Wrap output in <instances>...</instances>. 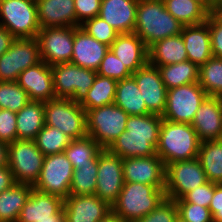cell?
<instances>
[{
    "label": "cell",
    "instance_id": "52a82bcc",
    "mask_svg": "<svg viewBox=\"0 0 222 222\" xmlns=\"http://www.w3.org/2000/svg\"><path fill=\"white\" fill-rule=\"evenodd\" d=\"M0 26L16 38H36L40 30L36 0H0Z\"/></svg>",
    "mask_w": 222,
    "mask_h": 222
},
{
    "label": "cell",
    "instance_id": "d6986e66",
    "mask_svg": "<svg viewBox=\"0 0 222 222\" xmlns=\"http://www.w3.org/2000/svg\"><path fill=\"white\" fill-rule=\"evenodd\" d=\"M17 83L27 92L30 101L47 102L56 98L51 66L42 60L20 73Z\"/></svg>",
    "mask_w": 222,
    "mask_h": 222
},
{
    "label": "cell",
    "instance_id": "cb8c5ba5",
    "mask_svg": "<svg viewBox=\"0 0 222 222\" xmlns=\"http://www.w3.org/2000/svg\"><path fill=\"white\" fill-rule=\"evenodd\" d=\"M109 49L131 73L148 63V48L134 32L118 34Z\"/></svg>",
    "mask_w": 222,
    "mask_h": 222
},
{
    "label": "cell",
    "instance_id": "44dd1931",
    "mask_svg": "<svg viewBox=\"0 0 222 222\" xmlns=\"http://www.w3.org/2000/svg\"><path fill=\"white\" fill-rule=\"evenodd\" d=\"M109 46L100 43L83 28L74 27V42L71 63L97 71Z\"/></svg>",
    "mask_w": 222,
    "mask_h": 222
},
{
    "label": "cell",
    "instance_id": "7bdbcfd3",
    "mask_svg": "<svg viewBox=\"0 0 222 222\" xmlns=\"http://www.w3.org/2000/svg\"><path fill=\"white\" fill-rule=\"evenodd\" d=\"M214 182H206L186 193L182 198L175 200L176 203H192L209 208L214 196Z\"/></svg>",
    "mask_w": 222,
    "mask_h": 222
},
{
    "label": "cell",
    "instance_id": "680465c9",
    "mask_svg": "<svg viewBox=\"0 0 222 222\" xmlns=\"http://www.w3.org/2000/svg\"><path fill=\"white\" fill-rule=\"evenodd\" d=\"M175 222H188L187 220L181 218L179 215L176 216Z\"/></svg>",
    "mask_w": 222,
    "mask_h": 222
},
{
    "label": "cell",
    "instance_id": "6f0895ef",
    "mask_svg": "<svg viewBox=\"0 0 222 222\" xmlns=\"http://www.w3.org/2000/svg\"><path fill=\"white\" fill-rule=\"evenodd\" d=\"M201 1H203L211 9L213 5V0H201Z\"/></svg>",
    "mask_w": 222,
    "mask_h": 222
},
{
    "label": "cell",
    "instance_id": "603a6c76",
    "mask_svg": "<svg viewBox=\"0 0 222 222\" xmlns=\"http://www.w3.org/2000/svg\"><path fill=\"white\" fill-rule=\"evenodd\" d=\"M138 0H102L99 17L119 34L133 33Z\"/></svg>",
    "mask_w": 222,
    "mask_h": 222
},
{
    "label": "cell",
    "instance_id": "9c48e42d",
    "mask_svg": "<svg viewBox=\"0 0 222 222\" xmlns=\"http://www.w3.org/2000/svg\"><path fill=\"white\" fill-rule=\"evenodd\" d=\"M45 155L35 140H15L9 143L8 166L16 183L34 186L40 176Z\"/></svg>",
    "mask_w": 222,
    "mask_h": 222
},
{
    "label": "cell",
    "instance_id": "4fadbf2b",
    "mask_svg": "<svg viewBox=\"0 0 222 222\" xmlns=\"http://www.w3.org/2000/svg\"><path fill=\"white\" fill-rule=\"evenodd\" d=\"M41 61L37 38L15 39L0 56V82L17 81L20 73Z\"/></svg>",
    "mask_w": 222,
    "mask_h": 222
},
{
    "label": "cell",
    "instance_id": "f5cc1de1",
    "mask_svg": "<svg viewBox=\"0 0 222 222\" xmlns=\"http://www.w3.org/2000/svg\"><path fill=\"white\" fill-rule=\"evenodd\" d=\"M39 222H65V215L63 208L55 215H52V219L40 220Z\"/></svg>",
    "mask_w": 222,
    "mask_h": 222
},
{
    "label": "cell",
    "instance_id": "11a10c76",
    "mask_svg": "<svg viewBox=\"0 0 222 222\" xmlns=\"http://www.w3.org/2000/svg\"><path fill=\"white\" fill-rule=\"evenodd\" d=\"M211 9H222V0H213Z\"/></svg>",
    "mask_w": 222,
    "mask_h": 222
},
{
    "label": "cell",
    "instance_id": "f35d334b",
    "mask_svg": "<svg viewBox=\"0 0 222 222\" xmlns=\"http://www.w3.org/2000/svg\"><path fill=\"white\" fill-rule=\"evenodd\" d=\"M30 101L27 92L17 83L0 82V108L17 113Z\"/></svg>",
    "mask_w": 222,
    "mask_h": 222
},
{
    "label": "cell",
    "instance_id": "30bf717a",
    "mask_svg": "<svg viewBox=\"0 0 222 222\" xmlns=\"http://www.w3.org/2000/svg\"><path fill=\"white\" fill-rule=\"evenodd\" d=\"M207 96L198 82L168 89L166 107L161 117L170 122L191 124Z\"/></svg>",
    "mask_w": 222,
    "mask_h": 222
},
{
    "label": "cell",
    "instance_id": "83f0119b",
    "mask_svg": "<svg viewBox=\"0 0 222 222\" xmlns=\"http://www.w3.org/2000/svg\"><path fill=\"white\" fill-rule=\"evenodd\" d=\"M17 115V139L35 140L45 125V102L29 101Z\"/></svg>",
    "mask_w": 222,
    "mask_h": 222
},
{
    "label": "cell",
    "instance_id": "ac0fdd59",
    "mask_svg": "<svg viewBox=\"0 0 222 222\" xmlns=\"http://www.w3.org/2000/svg\"><path fill=\"white\" fill-rule=\"evenodd\" d=\"M65 222H99L112 207L95 194L69 195L63 204Z\"/></svg>",
    "mask_w": 222,
    "mask_h": 222
},
{
    "label": "cell",
    "instance_id": "8fae6325",
    "mask_svg": "<svg viewBox=\"0 0 222 222\" xmlns=\"http://www.w3.org/2000/svg\"><path fill=\"white\" fill-rule=\"evenodd\" d=\"M206 182L208 180L198 158L166 165L164 190L168 199H180Z\"/></svg>",
    "mask_w": 222,
    "mask_h": 222
},
{
    "label": "cell",
    "instance_id": "6da1fadb",
    "mask_svg": "<svg viewBox=\"0 0 222 222\" xmlns=\"http://www.w3.org/2000/svg\"><path fill=\"white\" fill-rule=\"evenodd\" d=\"M161 123L162 117L156 114L129 116L125 131L108 150L123 159L156 155Z\"/></svg>",
    "mask_w": 222,
    "mask_h": 222
},
{
    "label": "cell",
    "instance_id": "b9f144b4",
    "mask_svg": "<svg viewBox=\"0 0 222 222\" xmlns=\"http://www.w3.org/2000/svg\"><path fill=\"white\" fill-rule=\"evenodd\" d=\"M177 215L175 200L165 198L156 209L135 222H175Z\"/></svg>",
    "mask_w": 222,
    "mask_h": 222
},
{
    "label": "cell",
    "instance_id": "f1b7e54d",
    "mask_svg": "<svg viewBox=\"0 0 222 222\" xmlns=\"http://www.w3.org/2000/svg\"><path fill=\"white\" fill-rule=\"evenodd\" d=\"M114 104L129 116L151 114L133 76L117 82Z\"/></svg>",
    "mask_w": 222,
    "mask_h": 222
},
{
    "label": "cell",
    "instance_id": "f546056e",
    "mask_svg": "<svg viewBox=\"0 0 222 222\" xmlns=\"http://www.w3.org/2000/svg\"><path fill=\"white\" fill-rule=\"evenodd\" d=\"M167 11L183 25L205 22L211 9L201 0H163Z\"/></svg>",
    "mask_w": 222,
    "mask_h": 222
},
{
    "label": "cell",
    "instance_id": "f907efd6",
    "mask_svg": "<svg viewBox=\"0 0 222 222\" xmlns=\"http://www.w3.org/2000/svg\"><path fill=\"white\" fill-rule=\"evenodd\" d=\"M16 38L5 27L0 26V56L11 46Z\"/></svg>",
    "mask_w": 222,
    "mask_h": 222
},
{
    "label": "cell",
    "instance_id": "ba28073f",
    "mask_svg": "<svg viewBox=\"0 0 222 222\" xmlns=\"http://www.w3.org/2000/svg\"><path fill=\"white\" fill-rule=\"evenodd\" d=\"M45 125L56 127L72 140L85 137L86 111L71 99H51L45 102Z\"/></svg>",
    "mask_w": 222,
    "mask_h": 222
},
{
    "label": "cell",
    "instance_id": "74e56055",
    "mask_svg": "<svg viewBox=\"0 0 222 222\" xmlns=\"http://www.w3.org/2000/svg\"><path fill=\"white\" fill-rule=\"evenodd\" d=\"M98 157L90 164L81 165L73 170L70 195L95 194L97 185Z\"/></svg>",
    "mask_w": 222,
    "mask_h": 222
},
{
    "label": "cell",
    "instance_id": "d590c367",
    "mask_svg": "<svg viewBox=\"0 0 222 222\" xmlns=\"http://www.w3.org/2000/svg\"><path fill=\"white\" fill-rule=\"evenodd\" d=\"M198 83L208 96L219 97L222 94V58L212 56L199 67Z\"/></svg>",
    "mask_w": 222,
    "mask_h": 222
},
{
    "label": "cell",
    "instance_id": "9a60e30c",
    "mask_svg": "<svg viewBox=\"0 0 222 222\" xmlns=\"http://www.w3.org/2000/svg\"><path fill=\"white\" fill-rule=\"evenodd\" d=\"M40 58L49 66L71 61L74 27H49L37 34Z\"/></svg>",
    "mask_w": 222,
    "mask_h": 222
},
{
    "label": "cell",
    "instance_id": "d4e9b609",
    "mask_svg": "<svg viewBox=\"0 0 222 222\" xmlns=\"http://www.w3.org/2000/svg\"><path fill=\"white\" fill-rule=\"evenodd\" d=\"M180 34L189 61L200 67L212 57L207 21L197 25H184Z\"/></svg>",
    "mask_w": 222,
    "mask_h": 222
},
{
    "label": "cell",
    "instance_id": "8d00e7d4",
    "mask_svg": "<svg viewBox=\"0 0 222 222\" xmlns=\"http://www.w3.org/2000/svg\"><path fill=\"white\" fill-rule=\"evenodd\" d=\"M71 138L53 126L44 125L35 138L37 148L45 155L63 153Z\"/></svg>",
    "mask_w": 222,
    "mask_h": 222
},
{
    "label": "cell",
    "instance_id": "1f68e13d",
    "mask_svg": "<svg viewBox=\"0 0 222 222\" xmlns=\"http://www.w3.org/2000/svg\"><path fill=\"white\" fill-rule=\"evenodd\" d=\"M197 158L207 180L217 184L222 183V139L202 142Z\"/></svg>",
    "mask_w": 222,
    "mask_h": 222
},
{
    "label": "cell",
    "instance_id": "484cf974",
    "mask_svg": "<svg viewBox=\"0 0 222 222\" xmlns=\"http://www.w3.org/2000/svg\"><path fill=\"white\" fill-rule=\"evenodd\" d=\"M64 200L56 195L32 188L31 195L21 209L17 222H39L52 219L63 208Z\"/></svg>",
    "mask_w": 222,
    "mask_h": 222
},
{
    "label": "cell",
    "instance_id": "4316f807",
    "mask_svg": "<svg viewBox=\"0 0 222 222\" xmlns=\"http://www.w3.org/2000/svg\"><path fill=\"white\" fill-rule=\"evenodd\" d=\"M188 60L181 34L157 41L148 48V63L158 67Z\"/></svg>",
    "mask_w": 222,
    "mask_h": 222
},
{
    "label": "cell",
    "instance_id": "c3c4849f",
    "mask_svg": "<svg viewBox=\"0 0 222 222\" xmlns=\"http://www.w3.org/2000/svg\"><path fill=\"white\" fill-rule=\"evenodd\" d=\"M213 220L222 222V183H215L214 196L209 206Z\"/></svg>",
    "mask_w": 222,
    "mask_h": 222
},
{
    "label": "cell",
    "instance_id": "e0dca14e",
    "mask_svg": "<svg viewBox=\"0 0 222 222\" xmlns=\"http://www.w3.org/2000/svg\"><path fill=\"white\" fill-rule=\"evenodd\" d=\"M151 114L162 116L166 107L167 88L157 67L147 63L132 73Z\"/></svg>",
    "mask_w": 222,
    "mask_h": 222
},
{
    "label": "cell",
    "instance_id": "ffe728a7",
    "mask_svg": "<svg viewBox=\"0 0 222 222\" xmlns=\"http://www.w3.org/2000/svg\"><path fill=\"white\" fill-rule=\"evenodd\" d=\"M191 125L202 142L222 139V102L207 96L196 111Z\"/></svg>",
    "mask_w": 222,
    "mask_h": 222
},
{
    "label": "cell",
    "instance_id": "9f6ffc18",
    "mask_svg": "<svg viewBox=\"0 0 222 222\" xmlns=\"http://www.w3.org/2000/svg\"><path fill=\"white\" fill-rule=\"evenodd\" d=\"M211 12L216 14L222 20V9H211Z\"/></svg>",
    "mask_w": 222,
    "mask_h": 222
},
{
    "label": "cell",
    "instance_id": "4dcf8cb0",
    "mask_svg": "<svg viewBox=\"0 0 222 222\" xmlns=\"http://www.w3.org/2000/svg\"><path fill=\"white\" fill-rule=\"evenodd\" d=\"M32 188L33 186L28 184L15 183L0 193V222H17Z\"/></svg>",
    "mask_w": 222,
    "mask_h": 222
},
{
    "label": "cell",
    "instance_id": "2e32d148",
    "mask_svg": "<svg viewBox=\"0 0 222 222\" xmlns=\"http://www.w3.org/2000/svg\"><path fill=\"white\" fill-rule=\"evenodd\" d=\"M124 182L143 183L165 189L166 166L156 154L150 157L124 158Z\"/></svg>",
    "mask_w": 222,
    "mask_h": 222
},
{
    "label": "cell",
    "instance_id": "7a4b0ae2",
    "mask_svg": "<svg viewBox=\"0 0 222 222\" xmlns=\"http://www.w3.org/2000/svg\"><path fill=\"white\" fill-rule=\"evenodd\" d=\"M183 26L167 11L163 0H138L134 33L147 48L157 41L179 35Z\"/></svg>",
    "mask_w": 222,
    "mask_h": 222
},
{
    "label": "cell",
    "instance_id": "db71d44e",
    "mask_svg": "<svg viewBox=\"0 0 222 222\" xmlns=\"http://www.w3.org/2000/svg\"><path fill=\"white\" fill-rule=\"evenodd\" d=\"M99 222H125V221H123L116 213L111 211Z\"/></svg>",
    "mask_w": 222,
    "mask_h": 222
},
{
    "label": "cell",
    "instance_id": "3957f363",
    "mask_svg": "<svg viewBox=\"0 0 222 222\" xmlns=\"http://www.w3.org/2000/svg\"><path fill=\"white\" fill-rule=\"evenodd\" d=\"M201 141L191 124L162 119L156 154L165 166L197 158Z\"/></svg>",
    "mask_w": 222,
    "mask_h": 222
},
{
    "label": "cell",
    "instance_id": "ee69618b",
    "mask_svg": "<svg viewBox=\"0 0 222 222\" xmlns=\"http://www.w3.org/2000/svg\"><path fill=\"white\" fill-rule=\"evenodd\" d=\"M178 215L188 222H212L213 216L207 207L192 203H176Z\"/></svg>",
    "mask_w": 222,
    "mask_h": 222
},
{
    "label": "cell",
    "instance_id": "bcb514c9",
    "mask_svg": "<svg viewBox=\"0 0 222 222\" xmlns=\"http://www.w3.org/2000/svg\"><path fill=\"white\" fill-rule=\"evenodd\" d=\"M206 21L210 32L212 56L222 58V20L210 12Z\"/></svg>",
    "mask_w": 222,
    "mask_h": 222
},
{
    "label": "cell",
    "instance_id": "816d5d0a",
    "mask_svg": "<svg viewBox=\"0 0 222 222\" xmlns=\"http://www.w3.org/2000/svg\"><path fill=\"white\" fill-rule=\"evenodd\" d=\"M9 144L0 141V168L8 166Z\"/></svg>",
    "mask_w": 222,
    "mask_h": 222
},
{
    "label": "cell",
    "instance_id": "681fc988",
    "mask_svg": "<svg viewBox=\"0 0 222 222\" xmlns=\"http://www.w3.org/2000/svg\"><path fill=\"white\" fill-rule=\"evenodd\" d=\"M16 183L9 166L0 168V193L6 191Z\"/></svg>",
    "mask_w": 222,
    "mask_h": 222
},
{
    "label": "cell",
    "instance_id": "5b68a950",
    "mask_svg": "<svg viewBox=\"0 0 222 222\" xmlns=\"http://www.w3.org/2000/svg\"><path fill=\"white\" fill-rule=\"evenodd\" d=\"M129 115L116 104L86 111V130L103 149H108L125 131Z\"/></svg>",
    "mask_w": 222,
    "mask_h": 222
},
{
    "label": "cell",
    "instance_id": "277c9868",
    "mask_svg": "<svg viewBox=\"0 0 222 222\" xmlns=\"http://www.w3.org/2000/svg\"><path fill=\"white\" fill-rule=\"evenodd\" d=\"M166 198L165 190L143 183L124 182L112 211L125 222H135L156 209Z\"/></svg>",
    "mask_w": 222,
    "mask_h": 222
},
{
    "label": "cell",
    "instance_id": "f6af8a7d",
    "mask_svg": "<svg viewBox=\"0 0 222 222\" xmlns=\"http://www.w3.org/2000/svg\"><path fill=\"white\" fill-rule=\"evenodd\" d=\"M17 115L8 109L0 110V141L12 143L17 140Z\"/></svg>",
    "mask_w": 222,
    "mask_h": 222
},
{
    "label": "cell",
    "instance_id": "7c38bea8",
    "mask_svg": "<svg viewBox=\"0 0 222 222\" xmlns=\"http://www.w3.org/2000/svg\"><path fill=\"white\" fill-rule=\"evenodd\" d=\"M73 170V166L64 152L47 155L33 188L65 200L70 195Z\"/></svg>",
    "mask_w": 222,
    "mask_h": 222
},
{
    "label": "cell",
    "instance_id": "5bb4252c",
    "mask_svg": "<svg viewBox=\"0 0 222 222\" xmlns=\"http://www.w3.org/2000/svg\"><path fill=\"white\" fill-rule=\"evenodd\" d=\"M123 158L103 149L98 156L97 185L95 195L111 207L117 201L124 186Z\"/></svg>",
    "mask_w": 222,
    "mask_h": 222
},
{
    "label": "cell",
    "instance_id": "60d3db41",
    "mask_svg": "<svg viewBox=\"0 0 222 222\" xmlns=\"http://www.w3.org/2000/svg\"><path fill=\"white\" fill-rule=\"evenodd\" d=\"M97 74L103 77L111 78L117 82L132 76V73L128 70V68L110 49L101 61Z\"/></svg>",
    "mask_w": 222,
    "mask_h": 222
},
{
    "label": "cell",
    "instance_id": "e575fe53",
    "mask_svg": "<svg viewBox=\"0 0 222 222\" xmlns=\"http://www.w3.org/2000/svg\"><path fill=\"white\" fill-rule=\"evenodd\" d=\"M117 81L96 75L87 96L80 103L85 111L114 103Z\"/></svg>",
    "mask_w": 222,
    "mask_h": 222
},
{
    "label": "cell",
    "instance_id": "d6a6232c",
    "mask_svg": "<svg viewBox=\"0 0 222 222\" xmlns=\"http://www.w3.org/2000/svg\"><path fill=\"white\" fill-rule=\"evenodd\" d=\"M157 68L167 89L199 81V67L189 60Z\"/></svg>",
    "mask_w": 222,
    "mask_h": 222
},
{
    "label": "cell",
    "instance_id": "7402d4cb",
    "mask_svg": "<svg viewBox=\"0 0 222 222\" xmlns=\"http://www.w3.org/2000/svg\"><path fill=\"white\" fill-rule=\"evenodd\" d=\"M40 29L77 27L74 0H36Z\"/></svg>",
    "mask_w": 222,
    "mask_h": 222
},
{
    "label": "cell",
    "instance_id": "7dc6e473",
    "mask_svg": "<svg viewBox=\"0 0 222 222\" xmlns=\"http://www.w3.org/2000/svg\"><path fill=\"white\" fill-rule=\"evenodd\" d=\"M102 0H74L77 27L99 15Z\"/></svg>",
    "mask_w": 222,
    "mask_h": 222
},
{
    "label": "cell",
    "instance_id": "ab89813d",
    "mask_svg": "<svg viewBox=\"0 0 222 222\" xmlns=\"http://www.w3.org/2000/svg\"><path fill=\"white\" fill-rule=\"evenodd\" d=\"M80 27L83 28L94 39L109 47L116 40V37L119 34L99 16L86 20Z\"/></svg>",
    "mask_w": 222,
    "mask_h": 222
},
{
    "label": "cell",
    "instance_id": "836d02e7",
    "mask_svg": "<svg viewBox=\"0 0 222 222\" xmlns=\"http://www.w3.org/2000/svg\"><path fill=\"white\" fill-rule=\"evenodd\" d=\"M102 150L103 148L90 135H86L71 140L64 154L71 162L73 169H78L81 165L92 163Z\"/></svg>",
    "mask_w": 222,
    "mask_h": 222
},
{
    "label": "cell",
    "instance_id": "8992f818",
    "mask_svg": "<svg viewBox=\"0 0 222 222\" xmlns=\"http://www.w3.org/2000/svg\"><path fill=\"white\" fill-rule=\"evenodd\" d=\"M56 98L71 99L81 103L97 75V71L82 68L71 62L51 66Z\"/></svg>",
    "mask_w": 222,
    "mask_h": 222
}]
</instances>
